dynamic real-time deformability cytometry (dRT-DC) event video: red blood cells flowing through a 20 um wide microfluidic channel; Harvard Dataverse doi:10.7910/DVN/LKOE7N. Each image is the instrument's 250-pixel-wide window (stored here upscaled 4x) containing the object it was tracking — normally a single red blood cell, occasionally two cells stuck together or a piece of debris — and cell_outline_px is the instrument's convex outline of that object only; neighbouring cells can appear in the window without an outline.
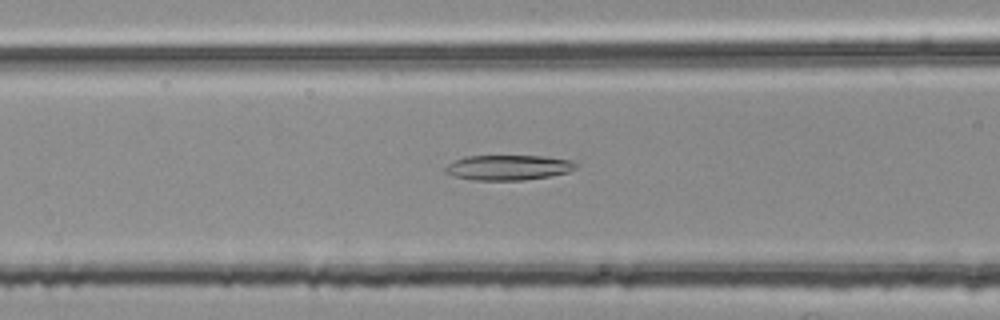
{"species": "common noctule bat (a hibernating species)", "species_latin": "Nyctalus noctula", "temperature_condition": "room temperature", "stored_images_in_passage": 54, "segment_of_instrument_passage": [2, 2], "camera_frame_rate_fps": 3000, "um_per_image_px": 0.085, "animal": {"sex": "female", "body_mass_g": 25.1}, "frame": {"image": 1, "passage_image": 22, "time_ms": 7.0, "image_size_px": [1000, 320], "cell_outline_px": [[580, 164], [576, 168], [568, 172], [548, 176], [524, 180], [472, 180], [452, 176], [444, 172], [444, 168], [448, 164], [456, 160], [468, 156], [544, 156], [572, 160]], "centroid_in_image_um": [43.22, 14.24], "position_along_channel_um": 123.4, "area_um2": 19.19}}
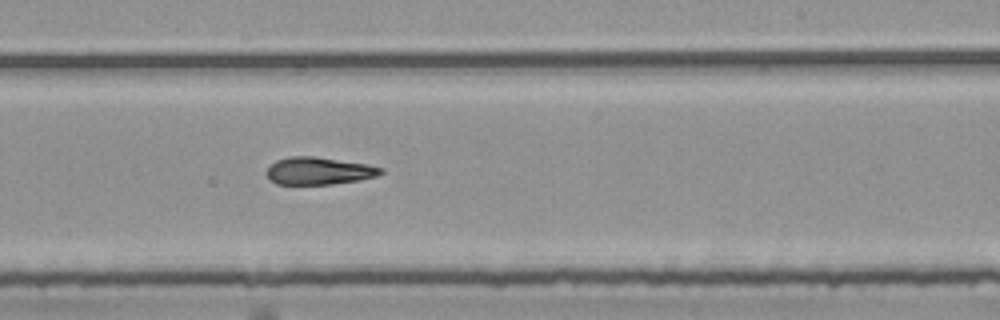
{"frame": {"image": 2, "passage_image": 33, "time_ms": 10.667, "image_size_px": [1000, 320], "cell_outline_px": [[384, 172], [376, 176], [360, 180], [332, 184], [276, 184], [268, 180], [268, 168], [276, 160], [288, 156], [316, 156], [368, 164], [384, 168]], "centroid_in_image_um": [27.12, 14.52], "position_along_channel_um": 261.9, "area_um2": 18.38}}
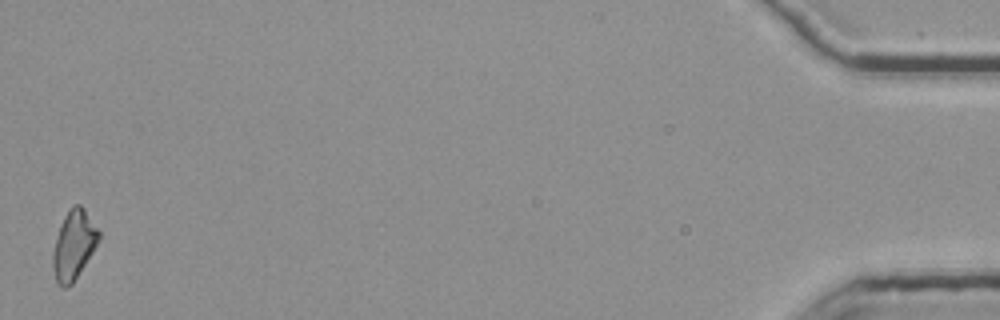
{"frame": {"image": 3, "passage_image": 54, "time_ms": 17.667, "image_size_px": [1000, 320], "cell_outline_px": [[100, 240], [72, 284], [68, 288], [64, 288], [56, 280], [52, 268], [52, 256], [60, 224], [68, 208], [72, 204], [80, 204], [84, 208], [100, 232]], "centroid_in_image_um": [6.27, 20.79], "position_along_channel_um": 428.9, "area_um2": 18.44}}